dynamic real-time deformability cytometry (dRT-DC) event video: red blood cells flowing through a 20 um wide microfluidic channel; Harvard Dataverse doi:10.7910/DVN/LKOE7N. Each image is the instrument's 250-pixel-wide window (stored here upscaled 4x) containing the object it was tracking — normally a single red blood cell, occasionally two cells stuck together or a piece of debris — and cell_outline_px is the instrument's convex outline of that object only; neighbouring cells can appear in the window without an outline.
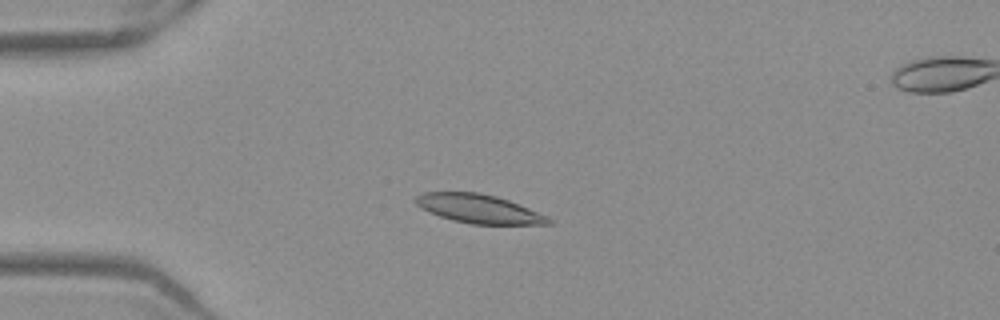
{"species": "Egyptian fruit bat (a non-hibernating species)", "species_latin": "Rousettus aegyptiacus", "temperature_condition": "warm", "stored_images_in_passage": 52, "camera_frame_rate_fps": 3000, "um_per_image_px": 0.085, "frame": {"image": 1, "passage_image": 13, "time_ms": 4.0, "image_size_px": [1000, 320], "cell_outline_px": [[556, 220], [552, 224], [472, 224], [452, 220], [428, 212], [420, 208], [412, 200], [416, 196], [424, 192], [480, 192], [496, 196], [508, 200], [548, 216]], "centroid_in_image_um": [40.69, 17.74], "position_along_channel_um": 44.3, "area_um2": 22.43}}
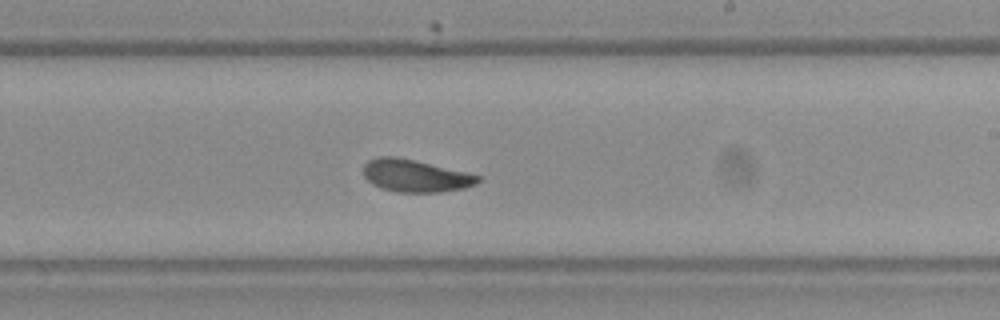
{"frame": {"image": 2, "passage_image": 31, "time_ms": 10.0, "image_size_px": [1000, 320], "cell_outline_px": [[480, 180], [476, 184], [464, 188], [440, 192], [396, 192], [380, 188], [372, 184], [364, 176], [364, 164], [368, 160], [376, 156], [396, 156], [464, 172], [480, 176]], "centroid_in_image_um": [35.25, 14.94], "position_along_channel_um": 253.7, "area_um2": 21.44}}
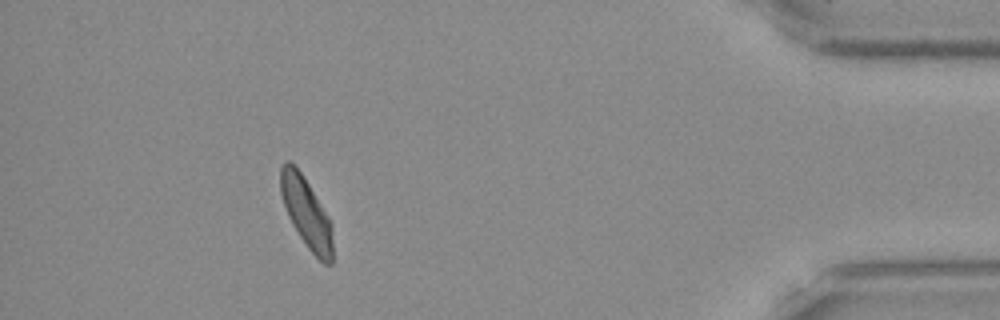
{"frame": {"image": 3, "passage_image": 47, "time_ms": 15.333, "image_size_px": [1000, 320], "cell_outline_px": [[332, 264], [324, 264], [308, 248], [292, 224], [288, 216], [280, 192], [280, 168], [288, 160], [300, 172], [308, 184], [328, 216], [332, 224]], "centroid_in_image_um": [26.04, 18.11], "position_along_channel_um": 409.2, "area_um2": 20.87}, "authors_computed_cell_mechanics": {"area_um2": 21.7617, "velocity_mm_per_s": 3.8951, "shape_relaxation_time_tau1_ms": 3.554, "shape_relaxation_time_tau2_ms": 3.1916, "deformation_change_tau1": 0.1188, "deformation_change_tau2": 0.0841}}